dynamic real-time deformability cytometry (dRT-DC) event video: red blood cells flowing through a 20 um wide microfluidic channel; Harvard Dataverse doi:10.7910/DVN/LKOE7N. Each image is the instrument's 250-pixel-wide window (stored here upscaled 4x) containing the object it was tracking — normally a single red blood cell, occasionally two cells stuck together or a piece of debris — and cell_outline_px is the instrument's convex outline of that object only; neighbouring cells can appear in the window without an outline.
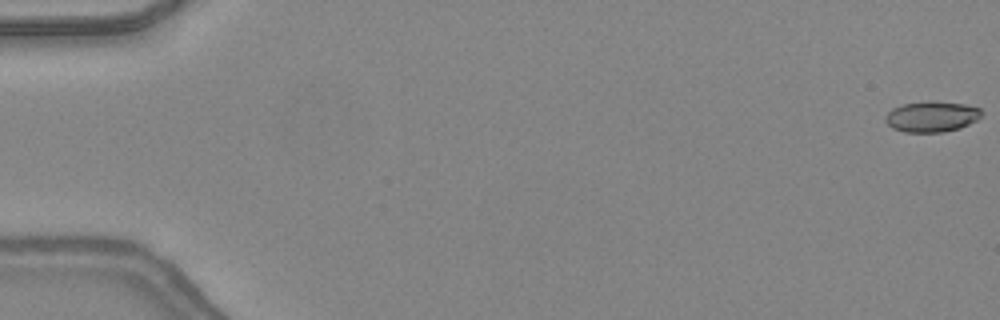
{"species": "common noctule bat (a hibernating species)", "species_latin": "Nyctalus noctula", "temperature_condition": "warm", "stored_images_in_passage": 6, "camera_frame_rate_fps": 3000, "um_per_image_px": 0.085, "animal": {"sex": "female", "body_mass_g": 24.6, "forearm_length_mm": 56.2}, "frame": {"image": 1, "passage_image": 1, "time_ms": 0.0, "image_size_px": [1000, 320], "cell_outline_px": [[980, 116], [976, 120], [960, 128], [944, 132], [904, 132], [892, 128], [884, 120], [884, 116], [892, 108], [904, 104], [928, 100], [932, 100], [964, 104], [980, 108]], "centroid_in_image_um": [79.15, 9.9], "position_along_channel_um": 5.8, "area_um2": 17.28}}